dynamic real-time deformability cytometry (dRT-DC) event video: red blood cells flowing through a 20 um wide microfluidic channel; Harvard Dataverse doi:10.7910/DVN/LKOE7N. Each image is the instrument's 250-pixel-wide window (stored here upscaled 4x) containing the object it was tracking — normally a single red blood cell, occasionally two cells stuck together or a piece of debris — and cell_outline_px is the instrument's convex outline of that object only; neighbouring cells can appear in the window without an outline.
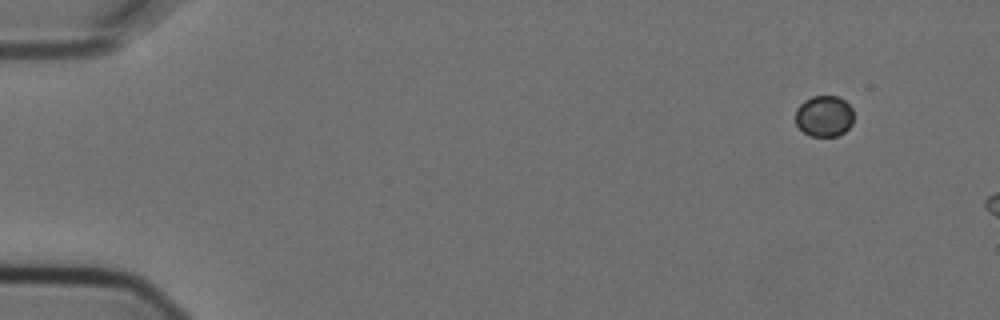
{"species": "Egyptian fruit bat (a non-hibernating species)", "species_latin": "Rousettus aegyptiacus", "temperature_condition": "cold", "stored_images_in_passage": 4, "camera_frame_rate_fps": 3000, "um_per_image_px": 0.085, "animal": {"sex": "female"}, "frame": {"image": 1, "passage_image": 1, "time_ms": 0.0, "image_size_px": [1000, 320], "cell_outline_px": [[852, 124], [844, 132], [836, 136], [812, 136], [804, 132], [796, 124], [796, 108], [804, 100], [812, 96], [836, 96], [844, 100], [852, 108]], "centroid_in_image_um": [70.04, 9.86], "position_along_channel_um": 15.0, "area_um2": 13.87}}